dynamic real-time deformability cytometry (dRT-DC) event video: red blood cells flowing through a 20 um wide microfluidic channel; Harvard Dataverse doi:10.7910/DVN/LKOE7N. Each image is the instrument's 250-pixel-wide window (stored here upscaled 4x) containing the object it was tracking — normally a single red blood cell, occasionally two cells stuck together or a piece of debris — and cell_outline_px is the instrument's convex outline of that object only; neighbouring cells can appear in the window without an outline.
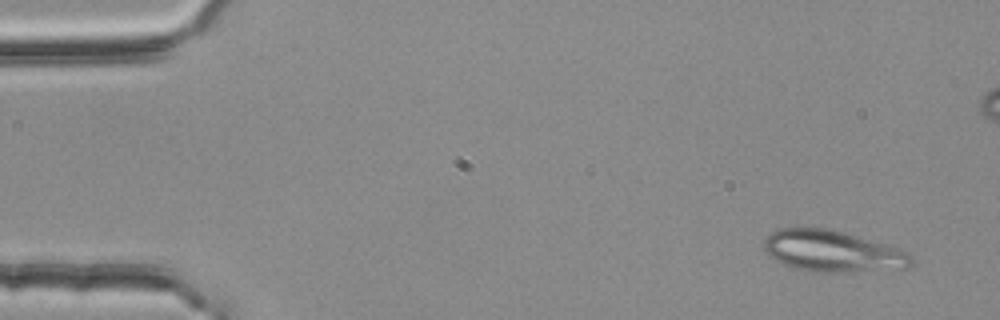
{"species": "common noctule bat (a hibernating species)", "species_latin": "Nyctalus noctula", "temperature_condition": "room temperature", "stored_images_in_passage": 4, "camera_frame_rate_fps": 3000, "um_per_image_px": 0.085, "animal": {"sex": "female", "body_mass_g": 25.1}, "frame": {"image": 1, "passage_image": 1, "time_ms": 0.0, "image_size_px": [1000, 320], "cell_outline_px": [[916, 260], [908, 268], [840, 272], [816, 272], [796, 268], [784, 264], [768, 256], [764, 252], [764, 240], [772, 232], [780, 228], [824, 228], [840, 232], [900, 248], [912, 252]], "centroid_in_image_um": [70.81, 21.37], "position_along_channel_um": 14.2, "area_um2": 35.43}}